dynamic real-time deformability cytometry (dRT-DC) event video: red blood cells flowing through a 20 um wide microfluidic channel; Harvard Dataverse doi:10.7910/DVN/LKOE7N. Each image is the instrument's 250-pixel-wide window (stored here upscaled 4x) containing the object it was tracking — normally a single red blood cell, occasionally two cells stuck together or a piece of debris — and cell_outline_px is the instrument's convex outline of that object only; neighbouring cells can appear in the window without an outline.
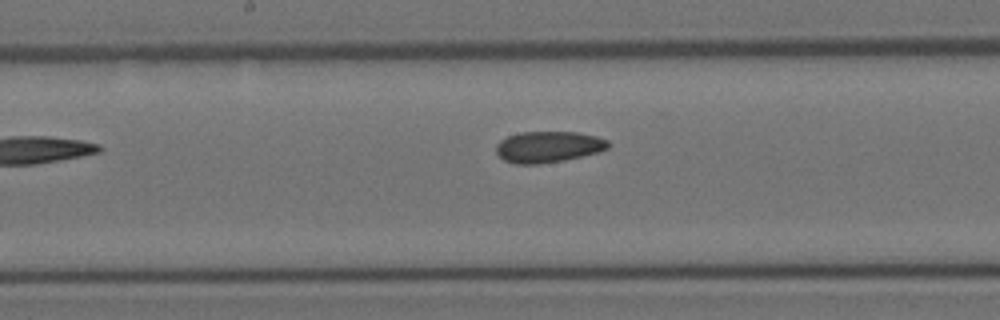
{"species": "Egyptian fruit bat (a non-hibernating species)", "species_latin": "Rousettus aegyptiacus", "temperature_condition": "room temperature", "stored_images_in_passage": 15, "camera_frame_rate_fps": 3000, "um_per_image_px": 0.085, "animal": {"sex": "female"}, "frame": {"image": 1, "passage_image": 15, "time_ms": 4.667, "image_size_px": [1000, 320], "cell_outline_px": [[612, 144], [608, 148], [600, 152], [564, 160], [540, 164], [516, 164], [504, 160], [496, 152], [496, 144], [500, 140], [508, 136], [520, 132], [576, 132], [596, 136], [608, 140]], "centroid_in_image_um": [46.62, 12.48], "position_along_channel_um": 201.6, "area_um2": 20.52}}